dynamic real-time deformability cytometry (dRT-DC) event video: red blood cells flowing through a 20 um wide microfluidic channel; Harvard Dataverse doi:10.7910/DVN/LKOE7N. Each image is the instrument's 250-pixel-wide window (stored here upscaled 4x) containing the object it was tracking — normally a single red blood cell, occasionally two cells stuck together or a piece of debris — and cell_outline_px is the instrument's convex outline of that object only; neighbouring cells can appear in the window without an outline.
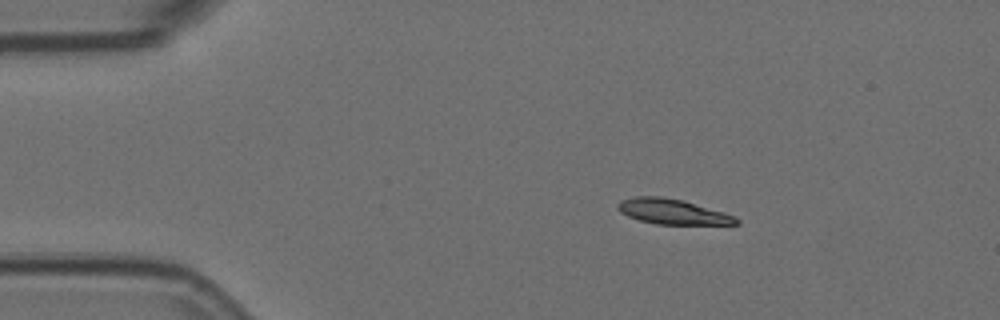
{"species": "Egyptian fruit bat (a non-hibernating species)", "species_latin": "Rousettus aegyptiacus", "temperature_condition": "room temperature", "stored_images_in_passage": 3, "camera_frame_rate_fps": 3000, "um_per_image_px": 0.085, "animal": {"sex": "female"}, "frame": {"image": 1, "passage_image": 1, "time_ms": 0.0, "image_size_px": [1000, 320], "cell_outline_px": [[740, 224], [656, 224], [640, 220], [628, 216], [620, 212], [616, 208], [616, 204], [620, 200], [636, 196], [660, 196], [684, 200], [724, 212], [740, 220]], "centroid_in_image_um": [57.13, 17.98], "position_along_channel_um": 27.9, "area_um2": 17.4}}
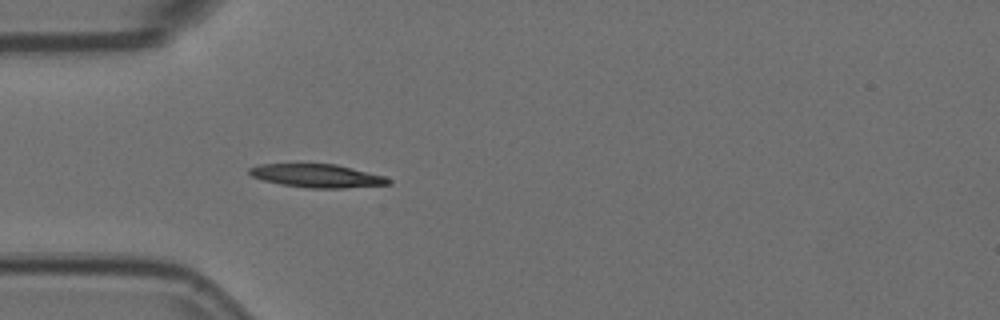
{"frame": {"image": 2, "passage_image": 3, "time_ms": 0.667, "image_size_px": [1000, 320], "cell_outline_px": [[392, 184], [344, 188], [308, 188], [280, 184], [264, 180], [252, 176], [248, 172], [248, 168], [260, 164], [336, 164], [384, 176], [392, 180]], "centroid_in_image_um": [26.96, 14.94], "position_along_channel_um": 58.0, "area_um2": 18.84}}